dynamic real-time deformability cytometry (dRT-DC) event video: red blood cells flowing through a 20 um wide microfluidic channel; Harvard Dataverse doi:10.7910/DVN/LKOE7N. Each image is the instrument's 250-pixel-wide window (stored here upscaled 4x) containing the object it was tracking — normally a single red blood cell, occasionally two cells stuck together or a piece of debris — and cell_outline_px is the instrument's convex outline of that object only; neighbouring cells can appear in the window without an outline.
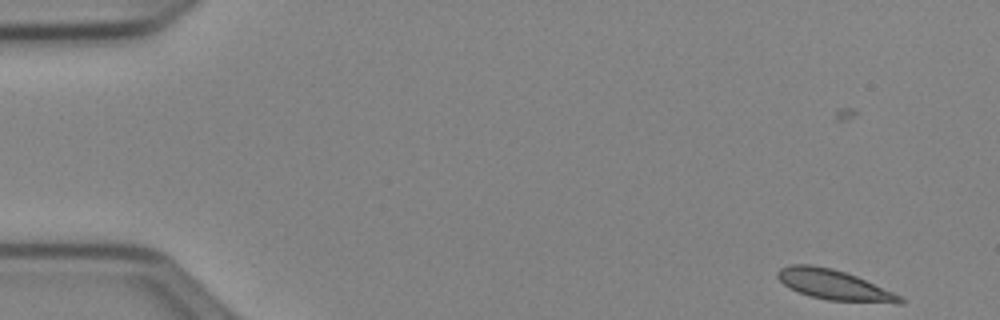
{"species": "Egyptian fruit bat (a non-hibernating species)", "species_latin": "Rousettus aegyptiacus", "temperature_condition": "cold", "stored_images_in_passage": 51, "camera_frame_rate_fps": 3000, "um_per_image_px": 0.085, "animal": {"sex": "female"}, "frame": {"image": 1, "passage_image": 1, "time_ms": 0.0, "image_size_px": [1000, 320], "cell_outline_px": [[904, 304], [896, 304], [828, 300], [808, 296], [784, 284], [776, 276], [776, 272], [780, 268], [792, 264], [812, 264], [832, 268], [856, 276], [892, 292], [900, 296], [904, 300]], "centroid_in_image_um": [70.89, 24.22], "position_along_channel_um": 14.1, "area_um2": 21.39}}
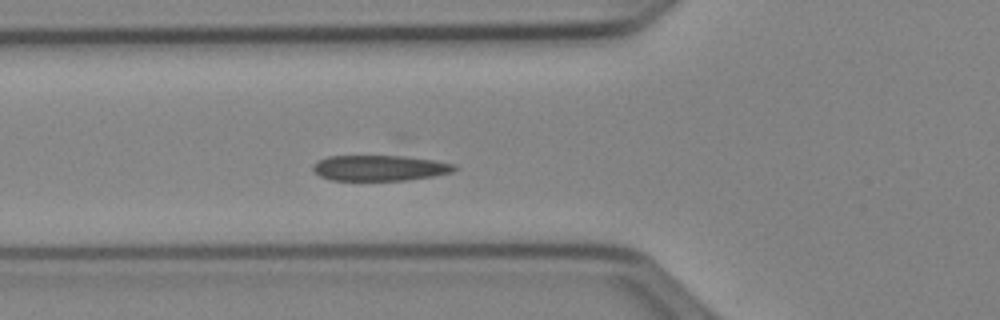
{"frame": {"image": 2, "passage_image": 17, "time_ms": 5.333, "image_size_px": [1000, 320], "cell_outline_px": [[460, 168], [452, 172], [432, 176], [404, 180], [332, 180], [320, 176], [312, 168], [312, 164], [316, 160], [328, 156], [404, 156], [432, 160], [456, 164]], "centroid_in_image_um": [32.27, 14.27], "position_along_channel_um": 93.5, "area_um2": 21.1}}
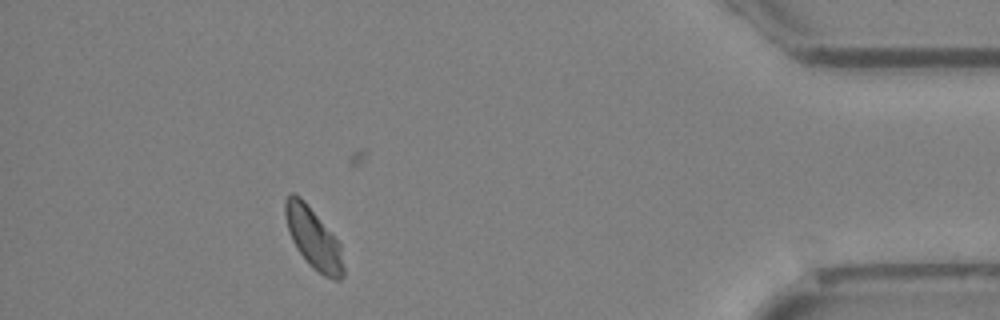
{"frame": {"image": 3, "passage_image": 45, "time_ms": 14.667, "image_size_px": [1000, 320], "cell_outline_px": [[344, 276], [340, 280], [332, 280], [324, 276], [312, 268], [296, 248], [288, 232], [284, 212], [284, 200], [288, 192], [292, 192], [300, 196], [304, 200], [340, 244], [344, 268]], "centroid_in_image_um": [26.61, 20.25], "position_along_channel_um": 408.6, "area_um2": 20.69}, "authors_computed_cell_mechanics": {"area_um2": 21.097, "velocity_mm_per_s": 3.9159, "shape_relaxation_time_tau1_ms": null, "shape_relaxation_time_tau2_ms": 0.9279, "deformation_change_tau1": null, "deformation_change_tau2": 0.0483}}